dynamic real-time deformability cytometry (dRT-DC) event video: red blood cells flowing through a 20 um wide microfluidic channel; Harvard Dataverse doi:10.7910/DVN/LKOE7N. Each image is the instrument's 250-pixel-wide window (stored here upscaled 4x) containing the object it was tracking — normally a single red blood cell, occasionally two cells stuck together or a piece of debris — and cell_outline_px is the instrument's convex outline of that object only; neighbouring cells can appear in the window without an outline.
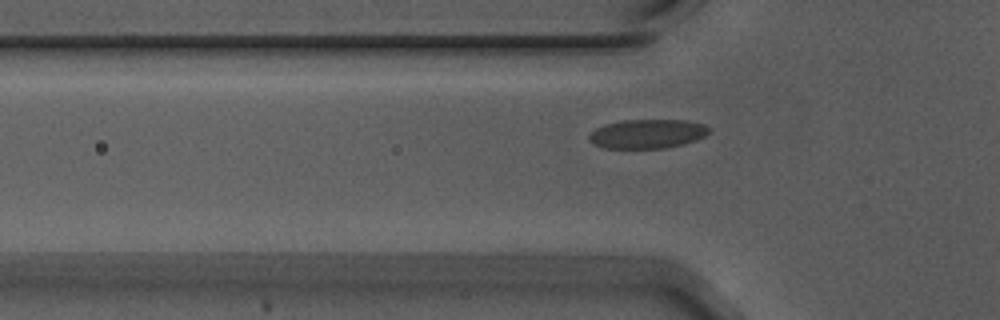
{"species": "Egyptian fruit bat (a non-hibernating species)", "species_latin": "Rousettus aegyptiacus", "temperature_condition": "warm", "stored_images_in_passage": 33, "camera_frame_rate_fps": 3000, "um_per_image_px": 0.085, "animal": {"sex": "male"}, "frame": {"image": 1, "passage_image": 3, "time_ms": 0.667, "image_size_px": [1000, 320], "cell_outline_px": [[712, 128], [704, 136], [696, 140], [684, 144], [664, 148], [604, 148], [588, 140], [588, 136], [596, 128], [604, 124], [624, 120], [688, 120], [704, 124]], "centroid_in_image_um": [55.05, 11.37], "position_along_channel_um": 70.7, "area_um2": 20.4}}
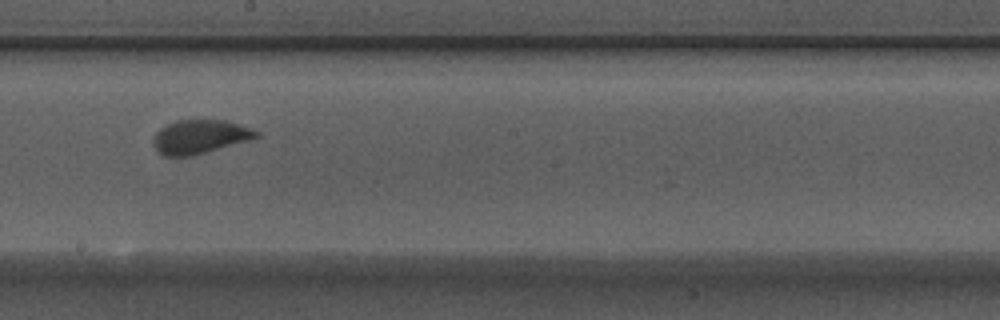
{"frame": {"image": 2, "passage_image": 16, "time_ms": 5.0, "image_size_px": [1000, 320], "cell_outline_px": [[260, 136], [248, 140], [192, 156], [164, 156], [152, 144], [152, 140], [156, 132], [160, 128], [176, 120], [224, 120], [252, 128], [260, 132]], "centroid_in_image_um": [16.98, 11.62], "position_along_channel_um": 231.2, "area_um2": 20.17}}
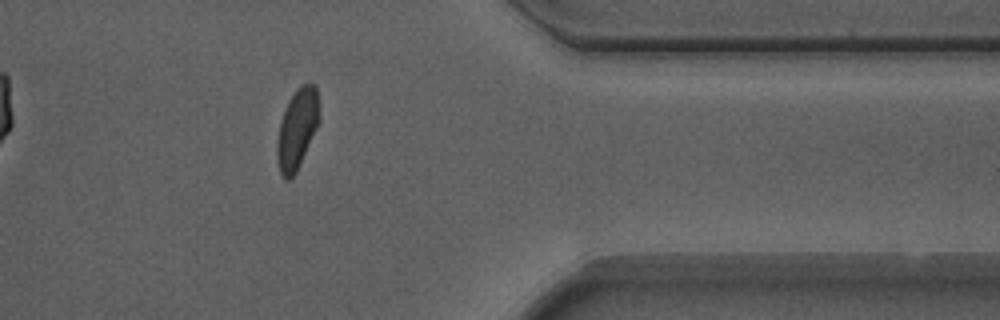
{"frame": {"image": 3, "passage_image": 30, "time_ms": 9.667, "image_size_px": [1000, 320], "cell_outline_px": [[320, 124], [296, 172], [288, 180], [284, 180], [280, 172], [276, 152], [276, 144], [280, 120], [288, 100], [296, 88], [300, 84], [308, 80], [316, 84], [320, 104]], "centroid_in_image_um": [25.3, 10.87], "position_along_channel_um": 386.1, "area_um2": 20.52}, "authors_computed_cell_mechanics": {"area_um2": 20.4034, "velocity_mm_per_s": 3.6899, "shape_relaxation_time_tau1_ms": 3.4203, "shape_relaxation_time_tau2_ms": null, "deformation_change_tau1": 0.1162, "deformation_change_tau2": null}}